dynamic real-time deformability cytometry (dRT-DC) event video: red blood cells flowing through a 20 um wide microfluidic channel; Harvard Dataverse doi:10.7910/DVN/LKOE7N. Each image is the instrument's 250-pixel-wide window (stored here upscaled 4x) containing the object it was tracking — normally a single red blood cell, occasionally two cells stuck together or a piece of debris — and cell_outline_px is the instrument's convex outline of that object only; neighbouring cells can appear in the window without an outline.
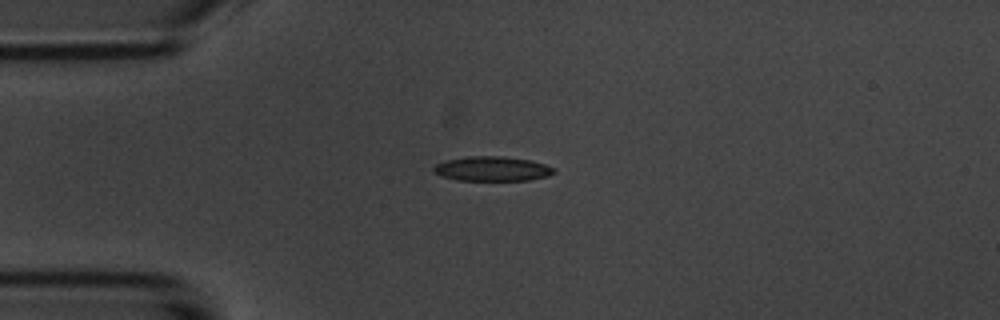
{"species": "common noctule bat (a hibernating species)", "species_latin": "Nyctalus noctula", "temperature_condition": "room temperature", "stored_images_in_passage": 54, "camera_frame_rate_fps": 3000, "um_per_image_px": 0.085, "animal": {"sex": "male", "body_mass_g": 20.1, "forearm_length_mm": 53.5}, "frame": {"image": 1, "passage_image": 13, "time_ms": 4.0, "image_size_px": [1000, 320], "cell_outline_px": [[556, 172], [548, 176], [528, 180], [456, 180], [440, 176], [432, 172], [432, 168], [436, 164], [444, 160], [468, 156], [504, 156], [532, 160], [556, 168]], "centroid_in_image_um": [41.82, 14.34], "position_along_channel_um": 43.2, "area_um2": 17.51}}
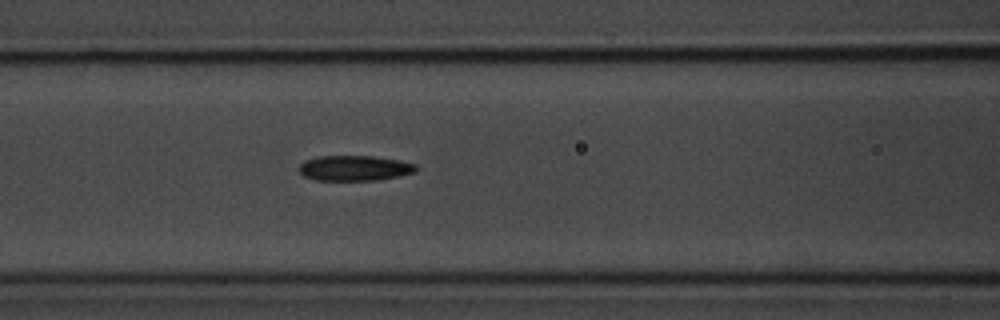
{"frame": {"image": 2, "passage_image": 22, "time_ms": 7.0, "image_size_px": [1000, 320], "cell_outline_px": [[416, 172], [376, 180], [316, 180], [304, 176], [296, 168], [304, 160], [316, 156], [372, 156], [400, 160], [416, 164]], "centroid_in_image_um": [30.08, 14.28], "position_along_channel_um": 136.5, "area_um2": 17.28}}
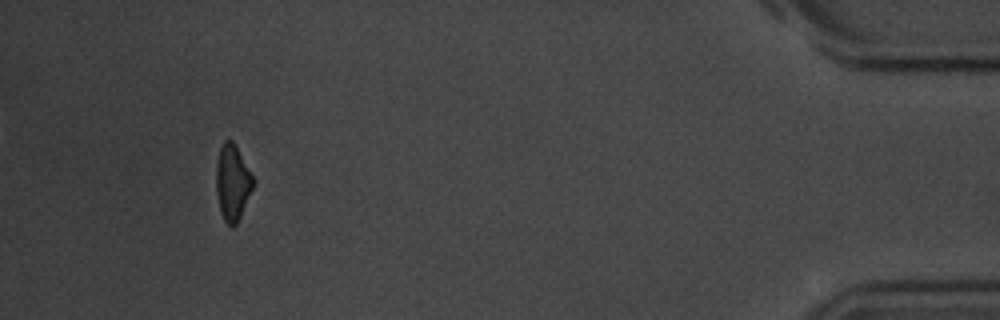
{"frame": {"image": 3, "passage_image": 50, "time_ms": 16.333, "image_size_px": [1000, 320], "cell_outline_px": [[256, 180], [240, 216], [236, 224], [232, 228], [224, 220], [220, 212], [216, 192], [216, 164], [220, 148], [224, 140], [232, 140]], "centroid_in_image_um": [19.76, 15.52], "position_along_channel_um": 415.4, "area_um2": 16.3}, "authors_computed_cell_mechanics": {"area_um2": 17.1955, "velocity_mm_per_s": 3.7233, "shape_relaxation_time_tau1_ms": 2.5553, "shape_relaxation_time_tau2_ms": 8.5298, "deformation_change_tau1": 0.1512, "deformation_change_tau2": 0.2001}}